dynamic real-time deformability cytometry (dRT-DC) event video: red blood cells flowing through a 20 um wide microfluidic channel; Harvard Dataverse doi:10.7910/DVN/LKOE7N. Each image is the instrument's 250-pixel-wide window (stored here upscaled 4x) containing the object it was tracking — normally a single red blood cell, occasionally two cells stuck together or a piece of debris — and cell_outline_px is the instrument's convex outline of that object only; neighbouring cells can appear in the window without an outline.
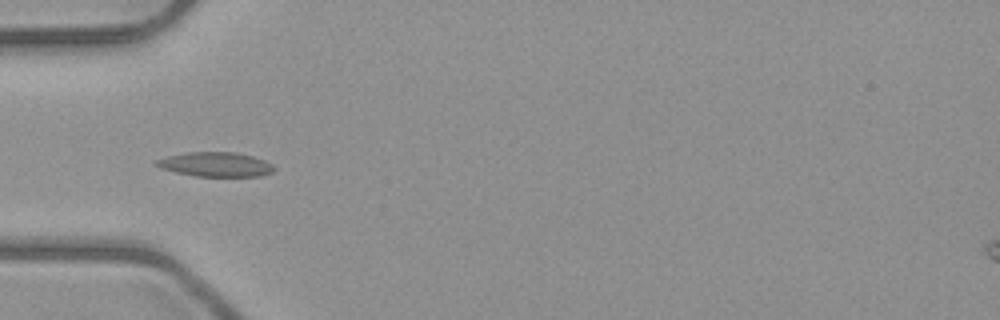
{"species": "common noctule bat (a hibernating species)", "species_latin": "Nyctalus noctula", "temperature_condition": "room temperature", "stored_images_in_passage": 5, "camera_frame_rate_fps": 3000, "um_per_image_px": 0.085, "animal": {"sex": "male", "body_mass_g": 23.1, "forearm_length_mm": 52.7}, "frame": {"image": 1, "passage_image": 5, "time_ms": 4.667, "image_size_px": [1000, 320], "cell_outline_px": [[276, 168], [272, 172], [260, 176], [196, 176], [176, 172], [160, 168], [152, 164], [156, 160], [168, 156], [188, 152], [236, 152], [252, 156], [264, 160], [272, 164]], "centroid_in_image_um": [18.32, 13.97], "position_along_channel_um": 66.7, "area_um2": 16.76}}